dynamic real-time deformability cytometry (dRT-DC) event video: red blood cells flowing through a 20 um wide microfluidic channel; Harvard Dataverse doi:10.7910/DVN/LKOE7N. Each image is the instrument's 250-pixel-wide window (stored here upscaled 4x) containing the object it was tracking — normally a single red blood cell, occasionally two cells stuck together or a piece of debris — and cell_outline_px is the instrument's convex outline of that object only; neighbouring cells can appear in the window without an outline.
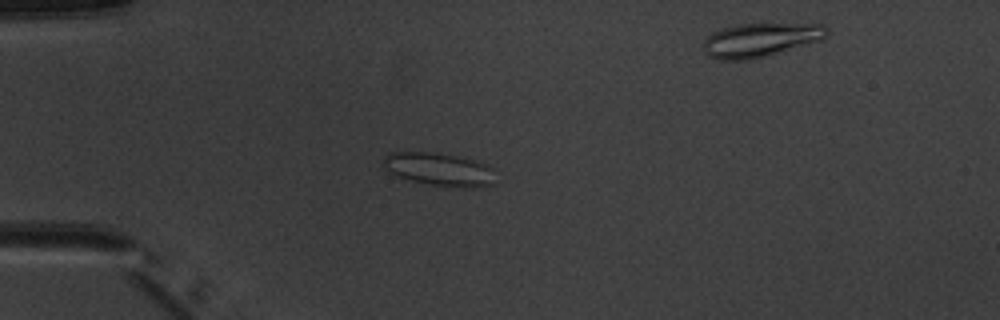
{"species": "common noctule bat (a hibernating species)", "species_latin": "Nyctalus noctula", "temperature_condition": "warm", "stored_images_in_passage": 3, "camera_frame_rate_fps": 3000, "um_per_image_px": 0.085, "animal": {"sex": "male", "body_mass_g": 20.1, "forearm_length_mm": 53.5}, "frame": {"image": 1, "passage_image": 2, "time_ms": 1.333, "image_size_px": [1000, 320], "cell_outline_px": [[496, 184], [476, 188], [472, 188], [432, 184], [412, 180], [396, 176], [388, 172], [380, 164], [384, 156], [388, 152], [432, 152], [480, 160], [492, 168]], "centroid_in_image_um": [37.33, 14.38], "position_along_channel_um": 47.7, "area_um2": 21.91}}